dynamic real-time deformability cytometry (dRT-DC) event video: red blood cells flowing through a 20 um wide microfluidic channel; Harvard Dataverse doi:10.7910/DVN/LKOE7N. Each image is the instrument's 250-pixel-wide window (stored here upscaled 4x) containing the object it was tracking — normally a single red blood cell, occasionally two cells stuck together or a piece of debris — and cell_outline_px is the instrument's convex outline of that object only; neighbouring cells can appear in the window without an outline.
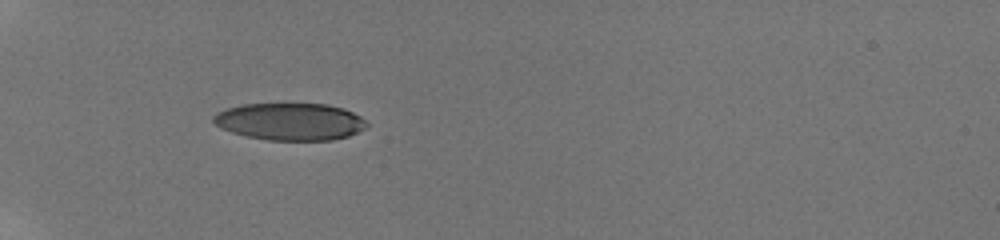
{"species": "human", "species_latin": "Homo sapiens", "temperature_condition": "room temperature", "stored_images_in_passage": 16, "camera_frame_rate_fps": 3000, "um_per_image_px": 0.085, "donor": {"sex": "male"}, "frame": {"image": 1, "passage_image": 4, "time_ms": 1.667, "image_size_px": [1000, 240], "cell_outline_px": [[368, 124], [364, 128], [348, 136], [332, 140], [268, 140], [248, 136], [232, 132], [216, 124], [212, 120], [212, 116], [216, 112], [228, 108], [244, 104], [328, 104], [344, 108], [360, 116]], "centroid_in_image_um": [24.66, 10.33], "position_along_channel_um": 60.3, "area_um2": 33.0}}
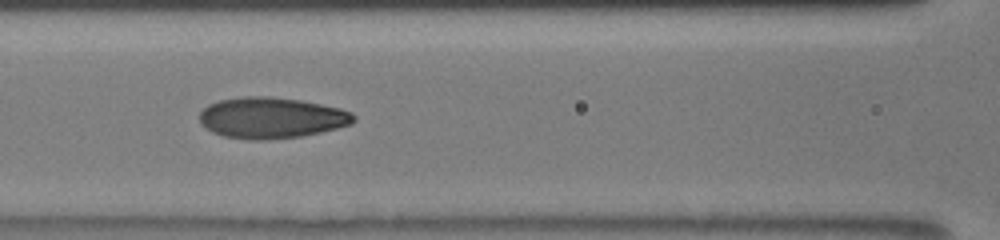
{"frame": {"image": 2, "passage_image": 10, "time_ms": 4.333, "image_size_px": [1000, 240], "cell_outline_px": [[356, 120], [352, 124], [320, 132], [300, 136], [268, 140], [252, 140], [224, 136], [212, 132], [200, 120], [200, 112], [208, 104], [220, 100], [240, 96], [268, 96], [300, 100], [340, 108], [352, 112], [356, 116]], "centroid_in_image_um": [23.09, 10.01], "position_along_channel_um": 143.5, "area_um2": 36.82}}
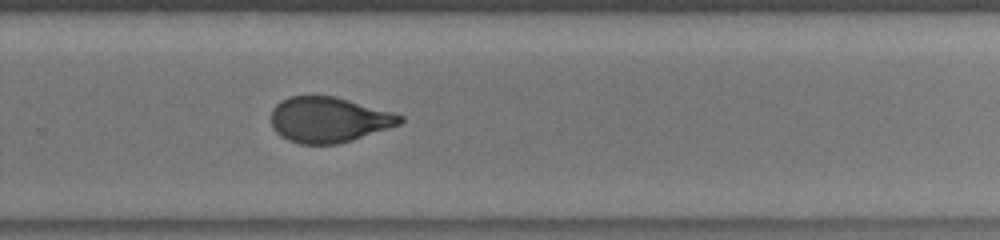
{"frame": {"image": 3, "passage_image": 16, "time_ms": 8.333, "image_size_px": [1000, 240], "cell_outline_px": [[404, 120], [400, 124], [352, 140], [336, 144], [300, 144], [288, 140], [280, 136], [272, 128], [272, 108], [280, 100], [288, 96], [336, 96], [392, 112], [404, 116]], "centroid_in_image_um": [27.92, 10.17], "position_along_channel_um": 301.9, "area_um2": 34.16}}